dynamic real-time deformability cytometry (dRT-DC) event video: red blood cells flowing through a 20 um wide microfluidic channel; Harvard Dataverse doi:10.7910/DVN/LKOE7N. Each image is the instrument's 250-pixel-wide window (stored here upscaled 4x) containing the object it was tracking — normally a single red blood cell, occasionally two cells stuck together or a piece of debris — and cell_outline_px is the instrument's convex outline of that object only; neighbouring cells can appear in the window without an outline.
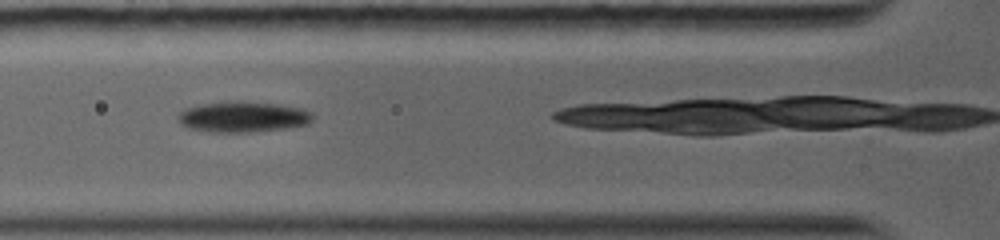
{"species": "common noctule bat (a hibernating species)", "species_latin": "Nyctalus noctula", "temperature_condition": "warm", "stored_images_in_passage": 7, "camera_frame_rate_fps": 5000, "um_per_image_px": 0.085, "animal": {"sex": "female", "body_mass_g": 19.0, "forearm_length_mm": 56.7}, "frame": {"image": 1, "passage_image": 2, "time_ms": 0.8, "image_size_px": [1000, 240], "cell_outline_px": [[312, 120], [308, 124], [284, 128], [248, 132], [212, 132], [188, 128], [180, 124], [176, 116], [184, 108], [200, 104], [228, 100], [236, 100], [280, 104], [304, 108], [312, 112]], "centroid_in_image_um": [20.62, 9.91], "position_along_channel_um": 105.2, "area_um2": 24.51}}
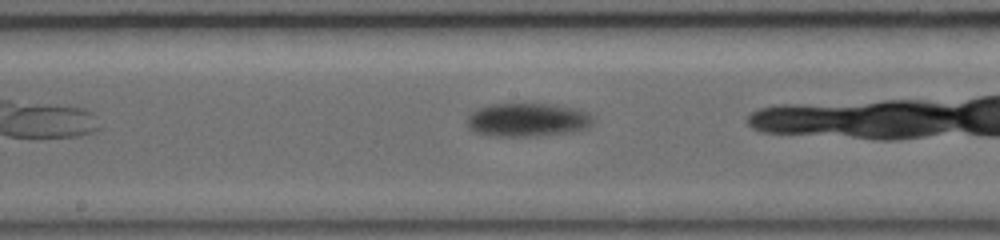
{"frame": {"image": 2, "passage_image": 6, "time_ms": 3.4, "image_size_px": [1000, 240], "cell_outline_px": [[592, 124], [588, 128], [572, 132], [536, 136], [496, 136], [476, 132], [468, 128], [468, 116], [476, 108], [492, 104], [552, 104], [576, 108], [588, 112], [592, 116]], "centroid_in_image_um": [44.86, 10.18], "position_along_channel_um": 203.3, "area_um2": 24.68}}